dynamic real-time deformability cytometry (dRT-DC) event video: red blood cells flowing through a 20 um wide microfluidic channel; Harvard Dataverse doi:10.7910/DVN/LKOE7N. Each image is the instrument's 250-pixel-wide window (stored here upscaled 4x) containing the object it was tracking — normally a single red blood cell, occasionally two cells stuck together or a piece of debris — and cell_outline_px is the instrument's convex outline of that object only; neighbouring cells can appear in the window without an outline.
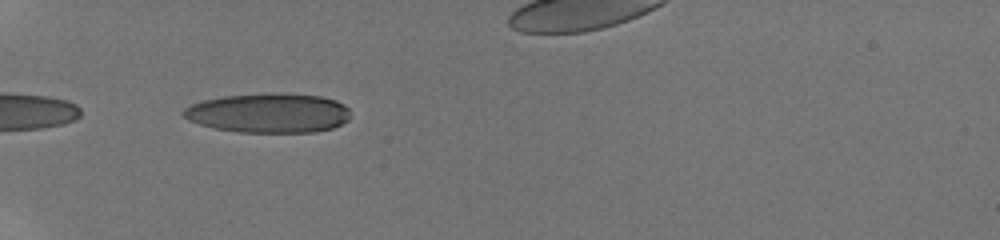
{"species": "human", "species_latin": "Homo sapiens", "temperature_condition": "room temperature", "stored_images_in_passage": 5, "camera_frame_rate_fps": 3000, "um_per_image_px": 0.085, "donor": {"sex": "male"}, "frame": {"image": 1, "passage_image": 1, "time_ms": 0.0, "image_size_px": [1000, 240], "cell_outline_px": [[348, 120], [332, 128], [316, 132], [240, 132], [216, 128], [200, 124], [188, 120], [180, 112], [184, 108], [192, 104], [204, 100], [224, 96], [268, 92], [320, 96], [336, 100], [344, 104], [348, 108]], "centroid_in_image_um": [22.82, 9.6], "position_along_channel_um": 62.2, "area_um2": 38.44}}
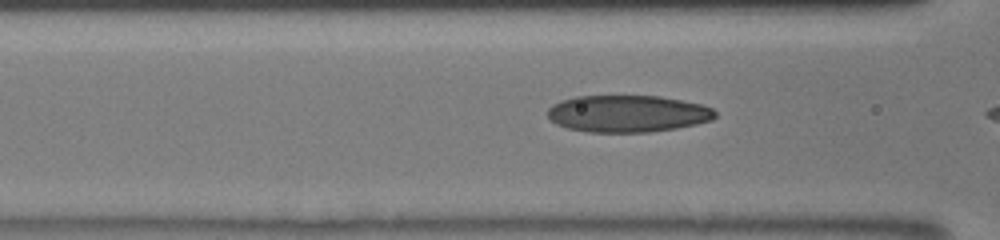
{"frame": {"image": 2, "passage_image": 3, "time_ms": 0.667, "image_size_px": [1000, 240], "cell_outline_px": [[716, 116], [712, 120], [696, 124], [676, 128], [648, 132], [588, 132], [568, 128], [556, 124], [548, 116], [548, 108], [552, 104], [560, 100], [576, 96], [660, 96], [700, 104], [712, 108], [716, 112]], "centroid_in_image_um": [53.33, 9.66], "position_along_channel_um": 113.3, "area_um2": 36.07}}